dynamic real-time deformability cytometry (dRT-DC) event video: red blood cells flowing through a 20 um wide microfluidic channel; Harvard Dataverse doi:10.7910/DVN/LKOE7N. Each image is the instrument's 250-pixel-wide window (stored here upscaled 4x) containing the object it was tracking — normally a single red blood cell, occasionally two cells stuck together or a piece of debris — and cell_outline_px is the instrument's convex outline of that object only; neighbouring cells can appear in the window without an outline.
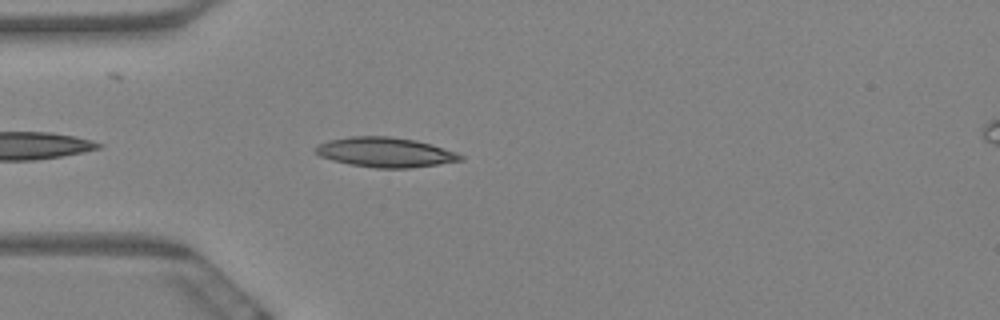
{"species": "Egyptian fruit bat (a non-hibernating species)", "species_latin": "Rousettus aegyptiacus", "temperature_condition": "warm", "stored_images_in_passage": 3, "camera_frame_rate_fps": 3000, "um_per_image_px": 0.085, "animal": {"sex": "female"}, "frame": {"image": 1, "passage_image": 2, "time_ms": 0.333, "image_size_px": [1000, 320], "cell_outline_px": [[464, 160], [440, 164], [412, 168], [376, 168], [348, 164], [332, 160], [320, 156], [316, 152], [316, 148], [320, 144], [328, 140], [352, 136], [388, 136], [416, 140], [432, 144], [456, 152], [464, 156]], "centroid_in_image_um": [32.79, 12.95], "position_along_channel_um": 52.2, "area_um2": 25.2}}